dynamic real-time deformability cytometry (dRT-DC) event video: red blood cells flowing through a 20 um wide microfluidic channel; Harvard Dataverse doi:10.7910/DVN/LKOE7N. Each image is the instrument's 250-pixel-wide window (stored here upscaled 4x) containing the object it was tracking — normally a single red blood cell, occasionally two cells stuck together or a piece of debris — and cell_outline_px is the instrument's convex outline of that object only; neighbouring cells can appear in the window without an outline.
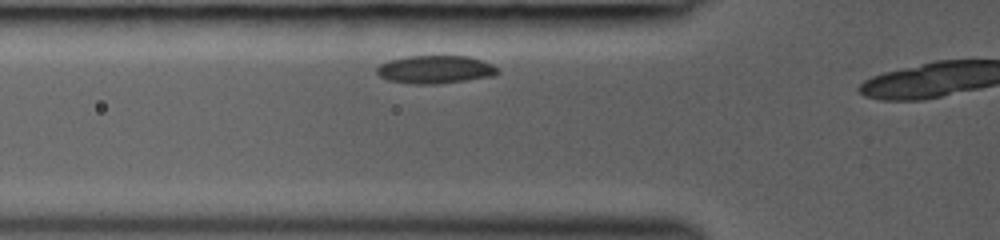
{"species": "common noctule bat (a hibernating species)", "species_latin": "Nyctalus noctula", "temperature_condition": "room temperature", "stored_images_in_passage": 4, "camera_frame_rate_fps": 3000, "um_per_image_px": 0.085, "animal": {"sex": "female", "body_mass_g": 19.0, "forearm_length_mm": 53.3}, "frame": {"image": 1, "passage_image": 2, "time_ms": 0.333, "image_size_px": [1000, 240], "cell_outline_px": [[500, 72], [492, 76], [436, 84], [416, 84], [388, 80], [380, 76], [376, 72], [376, 68], [380, 64], [388, 60], [408, 56], [468, 56], [492, 64]], "centroid_in_image_um": [36.96, 5.9], "position_along_channel_um": 88.8, "area_um2": 19.54}}